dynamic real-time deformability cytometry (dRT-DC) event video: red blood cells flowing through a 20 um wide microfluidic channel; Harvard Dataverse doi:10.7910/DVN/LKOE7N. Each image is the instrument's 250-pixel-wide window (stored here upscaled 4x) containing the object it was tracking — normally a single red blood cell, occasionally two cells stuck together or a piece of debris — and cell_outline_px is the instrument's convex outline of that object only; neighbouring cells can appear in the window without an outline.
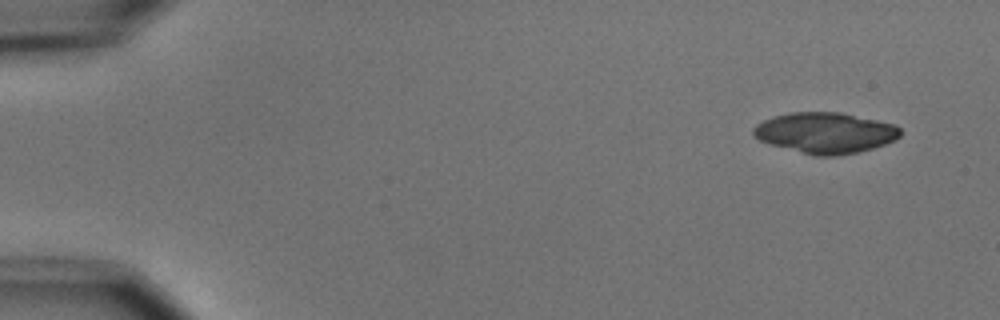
{"species": "common noctule bat (a hibernating species)", "species_latin": "Nyctalus noctula", "temperature_condition": "cold", "stored_images_in_passage": 6, "camera_frame_rate_fps": 3000, "um_per_image_px": 0.085, "animal": {"sex": "male", "body_mass_g": 15.6}, "frame": {"image": 1, "passage_image": 1, "time_ms": 0.0, "image_size_px": [1000, 320], "cell_outline_px": [[900, 136], [896, 140], [872, 148], [856, 152], [836, 156], [816, 156], [768, 144], [752, 136], [752, 128], [756, 124], [764, 120], [788, 112], [840, 112], [876, 120], [892, 124], [900, 128]], "centroid_in_image_um": [70.11, 11.29], "position_along_channel_um": 14.9, "area_um2": 34.85}}